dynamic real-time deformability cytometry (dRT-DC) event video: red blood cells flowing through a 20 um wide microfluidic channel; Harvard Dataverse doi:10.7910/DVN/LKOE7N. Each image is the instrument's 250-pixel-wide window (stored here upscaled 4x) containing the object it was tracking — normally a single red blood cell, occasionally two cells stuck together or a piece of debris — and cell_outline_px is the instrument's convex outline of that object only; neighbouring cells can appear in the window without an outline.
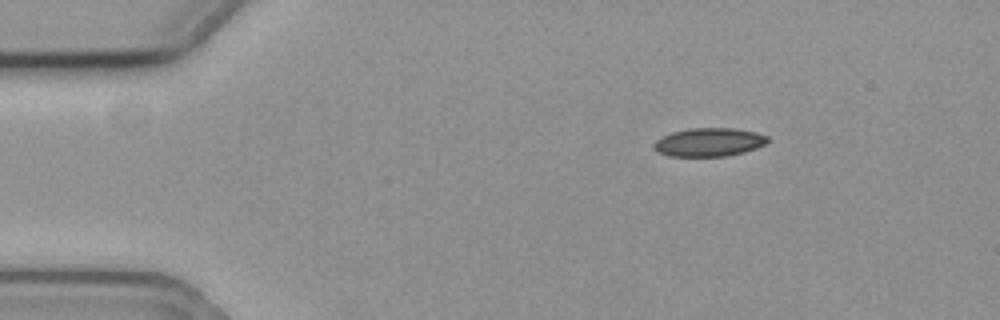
{"species": "common noctule bat (a hibernating species)", "species_latin": "Nyctalus noctula", "temperature_condition": "cold", "stored_images_in_passage": 3, "camera_frame_rate_fps": 3000, "um_per_image_px": 0.085, "animal": {"sex": "female", "body_mass_g": 19.3, "forearm_length_mm": 54.1}, "frame": {"image": 1, "passage_image": 1, "time_ms": 0.0, "image_size_px": [1000, 320], "cell_outline_px": [[768, 144], [744, 152], [728, 156], [668, 156], [652, 148], [652, 144], [656, 140], [672, 132], [692, 128], [732, 128], [756, 132], [768, 136]], "centroid_in_image_um": [60.29, 12.09], "position_along_channel_um": 24.7, "area_um2": 18.9}}